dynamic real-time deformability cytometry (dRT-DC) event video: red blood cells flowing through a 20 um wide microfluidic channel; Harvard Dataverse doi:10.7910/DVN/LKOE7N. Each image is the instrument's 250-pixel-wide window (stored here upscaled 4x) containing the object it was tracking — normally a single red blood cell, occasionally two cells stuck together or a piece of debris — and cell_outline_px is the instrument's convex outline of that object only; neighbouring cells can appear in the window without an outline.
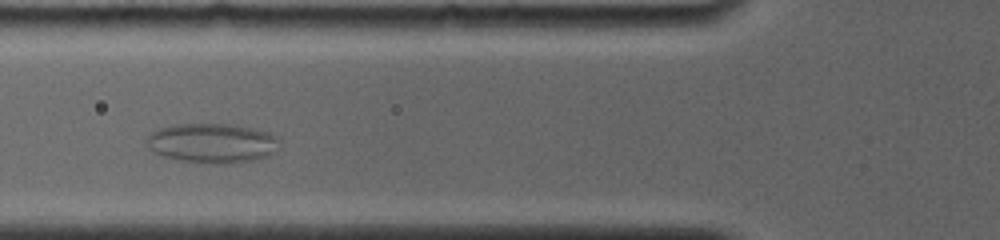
{"species": "common noctule bat (a hibernating species)", "species_latin": "Nyctalus noctula", "temperature_condition": "room temperature", "stored_images_in_passage": 13, "camera_frame_rate_fps": 4000, "um_per_image_px": 0.085, "animal": {"sex": "female", "body_mass_g": 19.0, "forearm_length_mm": 56.7}, "frame": {"image": 1, "passage_image": 8, "time_ms": 2.75, "image_size_px": [1000, 240], "cell_outline_px": [[280, 140], [276, 152], [268, 156], [252, 160], [228, 164], [212, 164], [180, 160], [164, 156], [152, 152], [144, 140], [156, 128], [172, 124], [232, 124], [252, 128], [268, 132], [276, 136]], "centroid_in_image_um": [18.02, 12.16], "position_along_channel_um": 107.8, "area_um2": 31.04}}
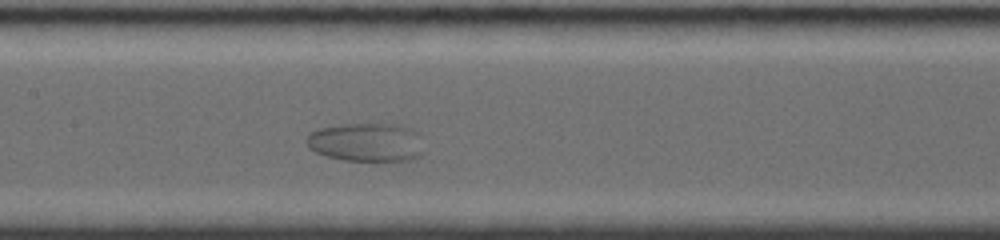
{"frame": {"image": 2, "passage_image": 13, "time_ms": 4.75, "image_size_px": [1000, 240], "cell_outline_px": [[420, 156], [412, 160], [344, 160], [324, 156], [308, 148], [304, 140], [312, 132], [320, 128], [344, 124], [400, 124], [416, 132], [420, 152]], "centroid_in_image_um": [31.05, 12.09], "position_along_channel_um": 176.3, "area_um2": 26.01}}